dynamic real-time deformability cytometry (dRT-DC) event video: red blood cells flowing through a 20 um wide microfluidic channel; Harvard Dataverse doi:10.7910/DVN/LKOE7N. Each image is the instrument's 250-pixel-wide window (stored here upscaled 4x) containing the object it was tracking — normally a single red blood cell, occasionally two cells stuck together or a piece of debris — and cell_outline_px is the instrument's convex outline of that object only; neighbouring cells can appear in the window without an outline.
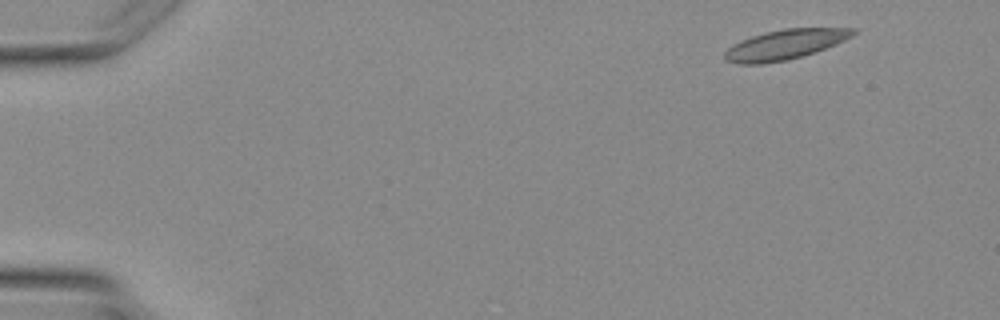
{"species": "Egyptian fruit bat (a non-hibernating species)", "species_latin": "Rousettus aegyptiacus", "temperature_condition": "warm", "stored_images_in_passage": 3, "camera_frame_rate_fps": 3000, "um_per_image_px": 0.085, "animal": {"sex": "female"}, "frame": {"image": 1, "passage_image": 1, "time_ms": 0.0, "image_size_px": [1000, 320], "cell_outline_px": [[856, 32], [852, 36], [844, 40], [816, 52], [788, 60], [764, 64], [740, 64], [728, 60], [724, 56], [724, 52], [732, 44], [740, 40], [764, 32], [784, 28], [856, 28]], "centroid_in_image_um": [66.71, 3.78], "position_along_channel_um": 18.3, "area_um2": 22.37}}
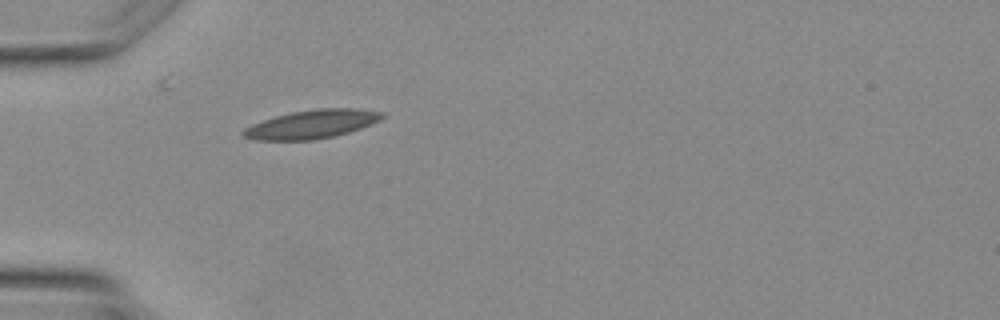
{"frame": {"image": 2, "passage_image": 3, "time_ms": 3.0, "image_size_px": [1000, 320], "cell_outline_px": [[384, 116], [380, 120], [360, 128], [348, 132], [332, 136], [312, 140], [256, 140], [244, 136], [240, 132], [244, 128], [252, 124], [276, 116], [292, 112], [316, 108], [356, 108], [384, 112]], "centroid_in_image_um": [26.5, 10.55], "position_along_channel_um": 58.5, "area_um2": 22.95}}